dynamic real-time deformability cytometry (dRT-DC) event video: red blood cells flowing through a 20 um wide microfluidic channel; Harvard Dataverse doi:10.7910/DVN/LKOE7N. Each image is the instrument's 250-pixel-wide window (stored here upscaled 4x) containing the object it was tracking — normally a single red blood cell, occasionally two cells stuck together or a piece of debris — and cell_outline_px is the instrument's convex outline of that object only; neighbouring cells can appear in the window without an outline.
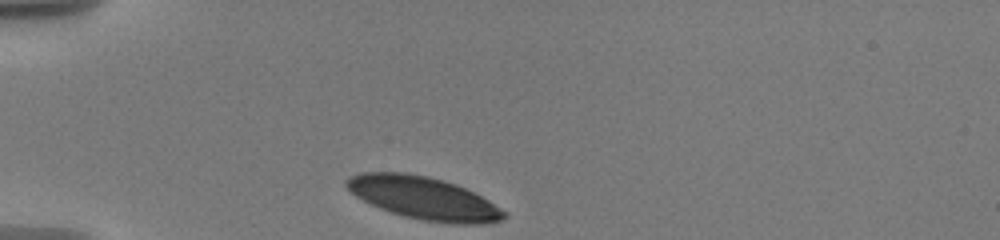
{"species": "human", "species_latin": "Homo sapiens", "temperature_condition": "warm", "stored_images_in_passage": 78, "camera_frame_rate_fps": 3000, "um_per_image_px": 0.085, "donor": {"sex": "male"}, "frame": {"image": 1, "passage_image": 1, "time_ms": 0.0, "image_size_px": [1000, 240], "cell_outline_px": [[508, 216], [500, 220], [484, 224], [452, 224], [424, 220], [404, 216], [380, 208], [356, 196], [344, 184], [344, 180], [360, 172], [404, 172], [444, 180], [456, 184], [488, 200], [508, 212]], "centroid_in_image_um": [36.03, 16.84], "position_along_channel_um": 49.0, "area_um2": 38.9}}
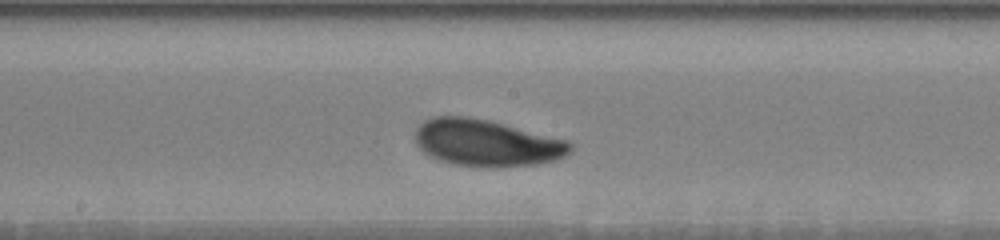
{"frame": {"image": 2, "passage_image": 29, "time_ms": 5.333, "image_size_px": [1000, 240], "cell_outline_px": [[572, 152], [556, 160], [540, 164], [492, 168], [456, 164], [440, 160], [424, 152], [416, 144], [416, 128], [424, 120], [436, 116], [464, 116], [484, 120], [568, 140], [572, 144]], "centroid_in_image_um": [41.38, 12.17], "position_along_channel_um": 206.8, "area_um2": 41.91}}
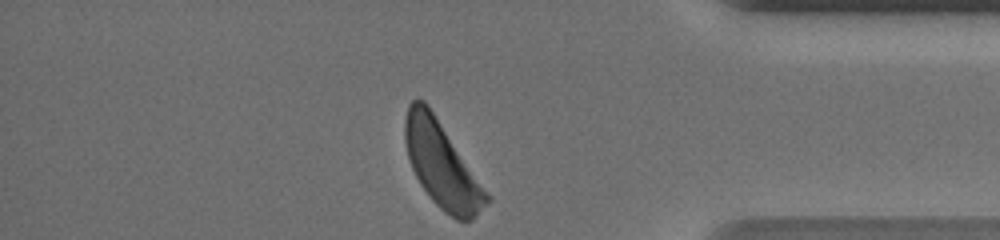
{"frame": {"image": 3, "passage_image": 76, "time_ms": 11.333, "image_size_px": [1000, 240], "cell_outline_px": [[492, 200], [472, 220], [456, 220], [440, 208], [432, 200], [420, 184], [412, 168], [408, 156], [404, 140], [404, 120], [408, 104], [412, 100], [424, 100], [428, 104], [492, 196]], "centroid_in_image_um": [37.58, 14.01], "position_along_channel_um": 397.6, "area_um2": 40.92}, "authors_computed_cell_mechanics": {"area_um2": 40.6912, "velocity_mm_per_s": 3.4841, "shape_relaxation_time_tau1_ms": 2.5653, "shape_relaxation_time_tau2_ms": null, "deformation_change_tau1": 0.1317, "deformation_change_tau2": null}}